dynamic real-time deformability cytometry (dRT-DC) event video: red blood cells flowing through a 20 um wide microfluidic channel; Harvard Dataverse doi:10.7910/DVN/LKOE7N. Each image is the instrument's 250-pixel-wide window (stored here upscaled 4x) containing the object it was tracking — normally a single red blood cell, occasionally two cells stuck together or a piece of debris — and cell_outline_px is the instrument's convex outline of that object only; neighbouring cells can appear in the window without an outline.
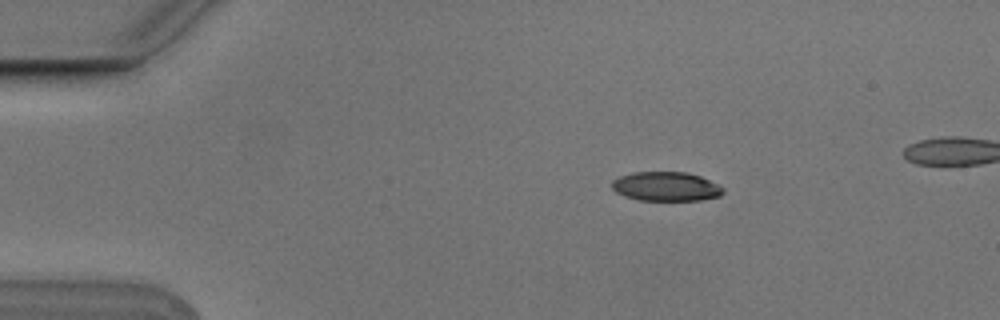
{"species": "Egyptian fruit bat (a non-hibernating species)", "species_latin": "Rousettus aegyptiacus", "temperature_condition": "cold", "stored_images_in_passage": 4, "camera_frame_rate_fps": 3000, "um_per_image_px": 0.085, "animal": {"sex": "male"}, "frame": {"image": 1, "passage_image": 1, "time_ms": 0.0, "image_size_px": [1000, 320], "cell_outline_px": [[724, 192], [720, 196], [700, 200], [640, 200], [624, 196], [616, 192], [612, 188], [612, 180], [620, 176], [632, 172], [688, 172], [700, 176], [724, 188]], "centroid_in_image_um": [56.6, 15.85], "position_along_channel_um": 28.4, "area_um2": 18.9}}